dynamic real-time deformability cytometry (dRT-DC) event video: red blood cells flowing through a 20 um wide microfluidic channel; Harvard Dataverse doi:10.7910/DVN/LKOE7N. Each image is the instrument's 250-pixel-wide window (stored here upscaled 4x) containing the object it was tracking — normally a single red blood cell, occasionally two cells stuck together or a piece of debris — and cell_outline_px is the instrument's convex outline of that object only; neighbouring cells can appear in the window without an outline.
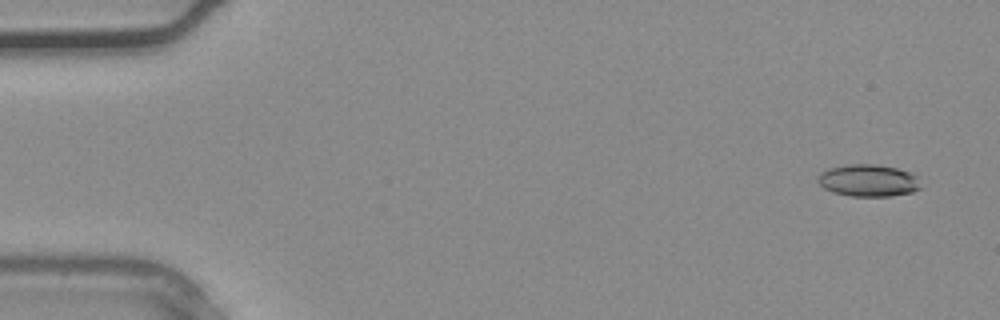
{"species": "common noctule bat (a hibernating species)", "species_latin": "Nyctalus noctula", "temperature_condition": "warm", "stored_images_in_passage": 36, "camera_frame_rate_fps": 3000, "um_per_image_px": 0.085, "animal": {"sex": "male", "body_mass_g": 20.4}, "frame": {"image": 1, "passage_image": 2, "time_ms": 0.333, "image_size_px": [1000, 320], "cell_outline_px": [[920, 188], [912, 192], [892, 196], [852, 196], [832, 192], [824, 188], [816, 180], [816, 176], [820, 172], [828, 168], [848, 164], [876, 164], [896, 168], [908, 172], [916, 176]], "centroid_in_image_um": [73.75, 15.34], "position_along_channel_um": 11.3, "area_um2": 19.25}}
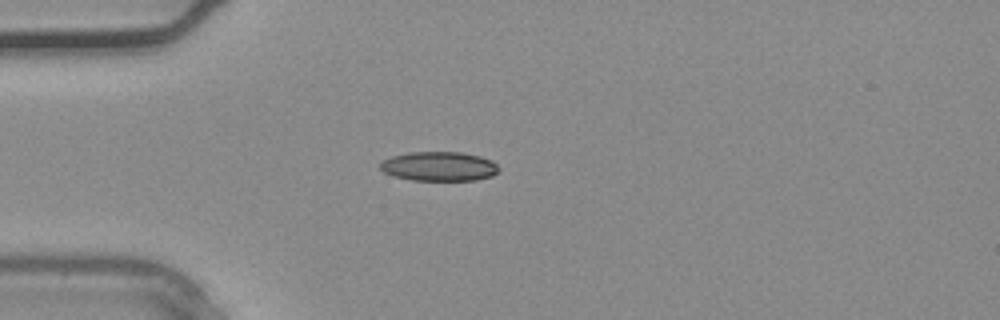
{"frame": {"image": 2, "passage_image": 10, "time_ms": 3.0, "image_size_px": [1000, 320], "cell_outline_px": [[500, 168], [492, 176], [476, 180], [412, 180], [392, 176], [384, 172], [380, 168], [380, 164], [384, 160], [392, 156], [408, 152], [460, 152], [480, 156], [492, 160]], "centroid_in_image_um": [37.32, 14.14], "position_along_channel_um": 47.7, "area_um2": 20.29}}
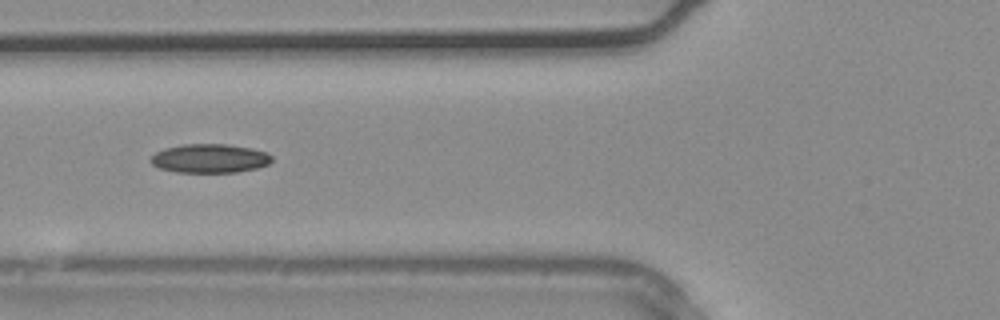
{"frame": {"image": 3, "passage_image": 14, "time_ms": 4.333, "image_size_px": [1000, 320], "cell_outline_px": [[272, 160], [268, 164], [256, 168], [236, 172], [176, 172], [160, 168], [152, 164], [148, 160], [156, 152], [164, 148], [184, 144], [224, 144], [252, 148], [268, 152], [272, 156]], "centroid_in_image_um": [17.82, 13.46], "position_along_channel_um": 108.0, "area_um2": 20.4}}